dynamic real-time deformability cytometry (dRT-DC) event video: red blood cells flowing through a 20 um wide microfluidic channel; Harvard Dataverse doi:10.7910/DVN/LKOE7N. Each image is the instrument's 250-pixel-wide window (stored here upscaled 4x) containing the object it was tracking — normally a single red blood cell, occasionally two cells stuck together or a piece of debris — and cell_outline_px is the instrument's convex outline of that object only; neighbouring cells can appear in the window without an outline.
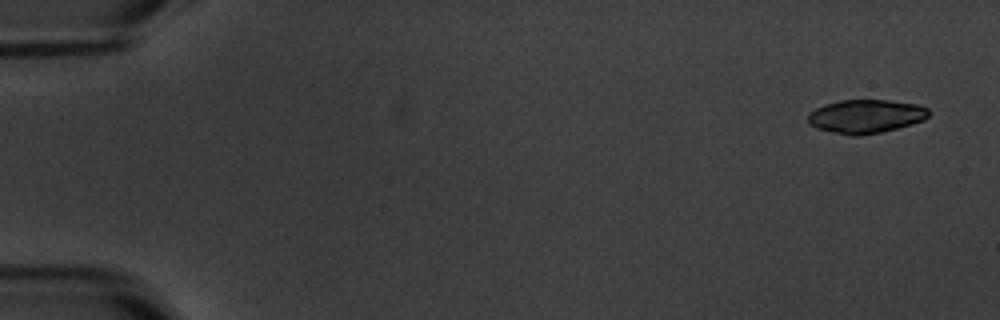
{"species": "common noctule bat (a hibernating species)", "species_latin": "Nyctalus noctula", "temperature_condition": "warm", "stored_images_in_passage": 2, "camera_frame_rate_fps": 3000, "um_per_image_px": 0.085, "animal": {"sex": "male", "body_mass_g": 20.1, "forearm_length_mm": 53.5}, "frame": {"image": 1, "passage_image": 1, "time_ms": 0.0, "image_size_px": [1000, 320], "cell_outline_px": [[932, 112], [924, 120], [912, 124], [880, 132], [860, 136], [852, 136], [816, 128], [808, 124], [808, 112], [824, 104], [840, 100], [888, 100], [916, 104], [928, 108]], "centroid_in_image_um": [73.59, 9.88], "position_along_channel_um": 11.4, "area_um2": 23.76}}